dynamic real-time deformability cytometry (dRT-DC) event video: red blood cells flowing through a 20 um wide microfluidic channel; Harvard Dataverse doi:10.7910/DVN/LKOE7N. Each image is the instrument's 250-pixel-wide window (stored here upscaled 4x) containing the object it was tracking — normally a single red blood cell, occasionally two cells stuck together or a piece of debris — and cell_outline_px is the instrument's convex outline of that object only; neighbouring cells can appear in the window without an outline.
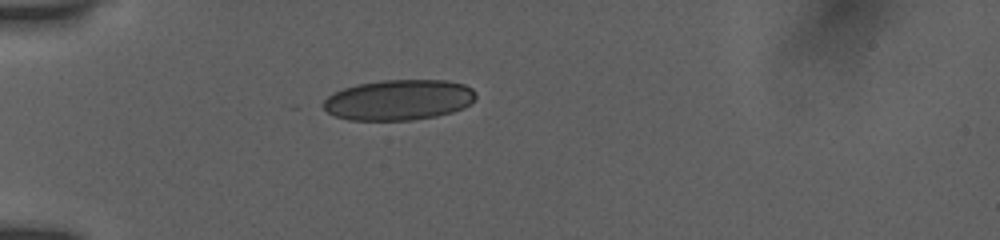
{"species": "human", "species_latin": "Homo sapiens", "temperature_condition": "room temperature", "stored_images_in_passage": 2, "camera_frame_rate_fps": 3000, "um_per_image_px": 0.085, "donor": {"sex": "female"}, "frame": {"image": 1, "passage_image": 1, "time_ms": 0.0, "image_size_px": [1000, 240], "cell_outline_px": [[476, 96], [464, 108], [452, 112], [436, 116], [412, 120], [348, 120], [336, 116], [328, 112], [324, 108], [324, 100], [332, 92], [356, 84], [380, 80], [448, 80], [464, 84], [472, 88], [476, 92]], "centroid_in_image_um": [33.89, 8.48], "position_along_channel_um": 51.1, "area_um2": 36.13}}